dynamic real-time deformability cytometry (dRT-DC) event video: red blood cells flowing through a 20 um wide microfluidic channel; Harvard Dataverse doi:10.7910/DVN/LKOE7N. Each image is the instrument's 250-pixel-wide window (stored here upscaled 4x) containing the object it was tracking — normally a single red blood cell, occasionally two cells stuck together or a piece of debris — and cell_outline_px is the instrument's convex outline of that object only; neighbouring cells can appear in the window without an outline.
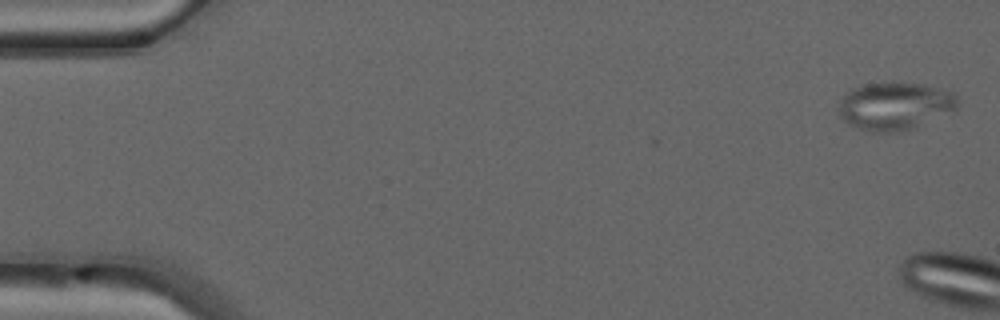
{"species": "common noctule bat (a hibernating species)", "species_latin": "Nyctalus noctula", "temperature_condition": "warm", "stored_images_in_passage": 5, "camera_frame_rate_fps": 3000, "um_per_image_px": 0.085, "animal": {"sex": "male", "forearm_length_mm": 52.5}, "frame": {"image": 1, "passage_image": 1, "time_ms": 0.0, "image_size_px": [1000, 320], "cell_outline_px": [[960, 104], [956, 108], [912, 128], [900, 132], [872, 132], [848, 124], [840, 116], [836, 108], [840, 100], [852, 88], [864, 84], [920, 84], [940, 88], [956, 92], [960, 100]], "centroid_in_image_um": [76.05, 9.02], "position_along_channel_um": 8.9, "area_um2": 32.71}}